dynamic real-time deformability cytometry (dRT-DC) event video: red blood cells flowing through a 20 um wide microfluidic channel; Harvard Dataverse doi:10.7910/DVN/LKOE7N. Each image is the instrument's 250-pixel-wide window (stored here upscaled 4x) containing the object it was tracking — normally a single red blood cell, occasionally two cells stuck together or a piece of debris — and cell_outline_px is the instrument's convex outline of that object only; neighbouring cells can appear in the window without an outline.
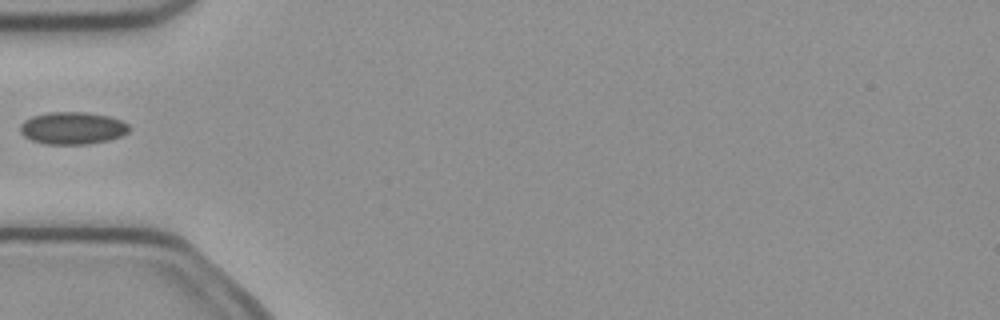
{"species": "common noctule bat (a hibernating species)", "species_latin": "Nyctalus noctula", "temperature_condition": "cold", "stored_images_in_passage": 5, "camera_frame_rate_fps": 3000, "um_per_image_px": 0.085, "animal": {"sex": "female", "body_mass_g": 21.9}, "frame": {"image": 1, "passage_image": 5, "time_ms": 1.333, "image_size_px": [1000, 320], "cell_outline_px": [[128, 132], [120, 136], [108, 140], [88, 144], [48, 144], [32, 140], [24, 136], [20, 132], [20, 124], [24, 120], [32, 116], [48, 112], [88, 112], [108, 116], [120, 120], [128, 124]], "centroid_in_image_um": [6.14, 10.88], "position_along_channel_um": 78.9, "area_um2": 20.46}}